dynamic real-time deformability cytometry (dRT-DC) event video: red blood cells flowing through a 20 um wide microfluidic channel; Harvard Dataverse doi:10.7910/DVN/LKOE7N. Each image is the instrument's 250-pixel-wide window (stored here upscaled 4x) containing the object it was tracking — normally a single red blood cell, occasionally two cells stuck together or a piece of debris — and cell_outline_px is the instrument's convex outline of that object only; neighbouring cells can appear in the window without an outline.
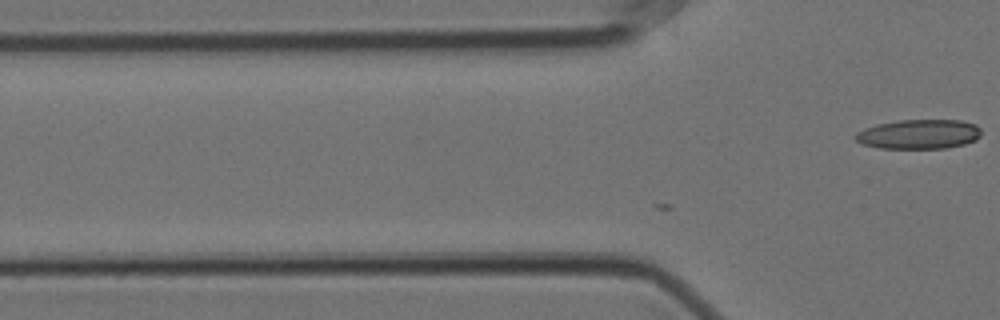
{"species": "Egyptian fruit bat (a non-hibernating species)", "species_latin": "Rousettus aegyptiacus", "temperature_condition": "cold", "stored_images_in_passage": 4, "camera_frame_rate_fps": 3000, "um_per_image_px": 0.085, "animal": {"sex": "female"}, "frame": {"image": 1, "passage_image": 4, "time_ms": 1.0, "image_size_px": [1000, 320], "cell_outline_px": [[980, 136], [976, 140], [964, 144], [944, 148], [880, 148], [860, 144], [856, 140], [856, 132], [864, 128], [876, 124], [900, 120], [960, 120], [976, 124], [980, 128]], "centroid_in_image_um": [78.1, 11.4], "position_along_channel_um": 47.7, "area_um2": 21.68}}